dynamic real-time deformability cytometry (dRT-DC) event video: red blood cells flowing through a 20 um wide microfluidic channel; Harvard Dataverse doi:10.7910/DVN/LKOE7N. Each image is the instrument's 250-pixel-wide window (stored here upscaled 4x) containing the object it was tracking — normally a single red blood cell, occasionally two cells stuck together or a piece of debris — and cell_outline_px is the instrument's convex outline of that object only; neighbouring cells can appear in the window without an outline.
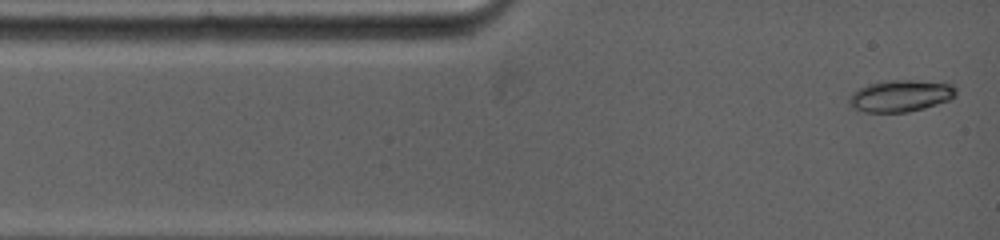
{"species": "common noctule bat (a hibernating species)", "species_latin": "Nyctalus noctula", "temperature_condition": "warm", "stored_images_in_passage": 68, "camera_frame_rate_fps": 5000, "um_per_image_px": 0.085, "animal": {"sex": "female", "body_mass_g": 19.0, "forearm_length_mm": 53.3}, "frame": {"image": 1, "passage_image": 1, "time_ms": 0.0, "image_size_px": [1000, 240], "cell_outline_px": [[956, 96], [948, 100], [924, 108], [908, 112], [864, 112], [852, 108], [848, 104], [848, 100], [852, 92], [868, 84], [880, 80], [912, 80], [952, 84], [956, 88]], "centroid_in_image_um": [76.51, 8.14], "position_along_channel_um": 8.5, "area_um2": 19.88}}
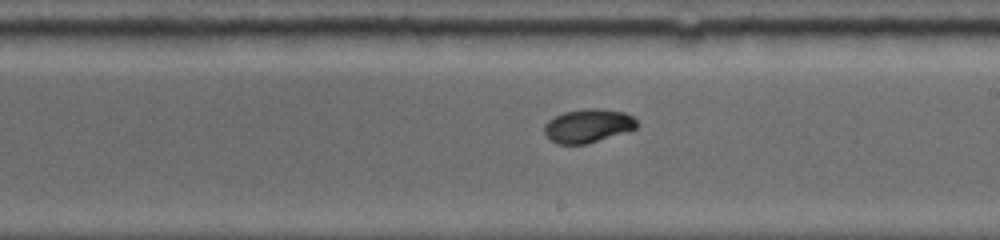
{"frame": {"image": 2, "passage_image": 30, "time_ms": 7.0, "image_size_px": [1000, 240], "cell_outline_px": [[636, 128], [588, 144], [556, 144], [544, 136], [544, 124], [548, 120], [564, 112], [584, 108], [600, 108], [624, 112], [632, 116], [636, 120]], "centroid_in_image_um": [49.93, 10.69], "position_along_channel_um": 239.1, "area_um2": 18.21}}
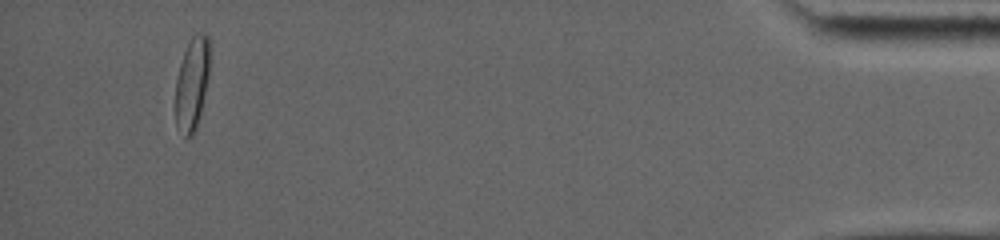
{"frame": {"image": 3, "passage_image": 59, "time_ms": 14.2, "image_size_px": [1000, 240], "cell_outline_px": [[212, 48], [208, 76], [200, 112], [196, 128], [188, 136], [184, 136], [176, 124], [176, 76], [184, 52], [192, 36], [196, 32], [200, 32], [208, 36]], "centroid_in_image_um": [16.35, 6.99], "position_along_channel_um": 418.9, "area_um2": 18.44}, "authors_computed_cell_mechanics": {"area_um2": 18.4382, "velocity_mm_per_s": 3.9312, "shape_relaxation_time_tau1_ms": 6.7153, "shape_relaxation_time_tau2_ms": 1.3219, "deformation_change_tau1": 0.2021, "deformation_change_tau2": 0.0232}}